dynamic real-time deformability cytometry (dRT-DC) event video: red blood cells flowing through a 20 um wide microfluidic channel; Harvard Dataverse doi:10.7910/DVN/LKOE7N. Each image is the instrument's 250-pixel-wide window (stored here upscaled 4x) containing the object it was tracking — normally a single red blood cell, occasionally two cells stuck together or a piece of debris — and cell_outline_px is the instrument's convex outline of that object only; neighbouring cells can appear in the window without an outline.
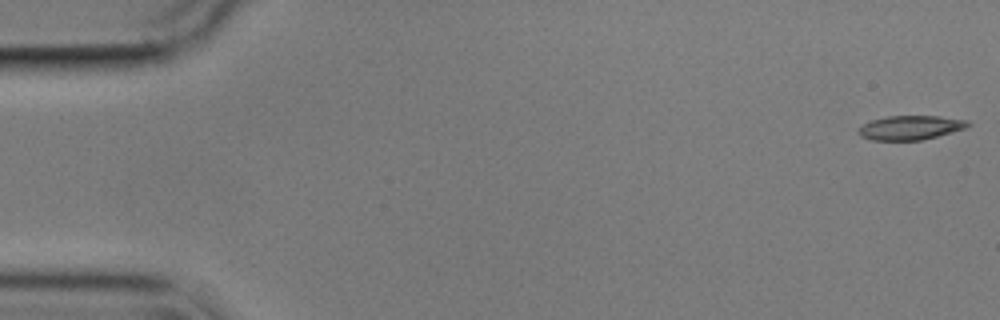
{"species": "common noctule bat (a hibernating species)", "species_latin": "Nyctalus noctula", "temperature_condition": "cold", "stored_images_in_passage": 15, "camera_frame_rate_fps": 3000, "um_per_image_px": 0.085, "animal": {"sex": "male", "body_mass_g": 17.9}, "frame": {"image": 1, "passage_image": 1, "time_ms": 0.0, "image_size_px": [1000, 320], "cell_outline_px": [[972, 124], [964, 128], [952, 132], [920, 140], [872, 140], [860, 136], [856, 132], [864, 124], [872, 120], [888, 116], [940, 116], [968, 120]], "centroid_in_image_um": [77.39, 10.84], "position_along_channel_um": 7.6, "area_um2": 15.32}}
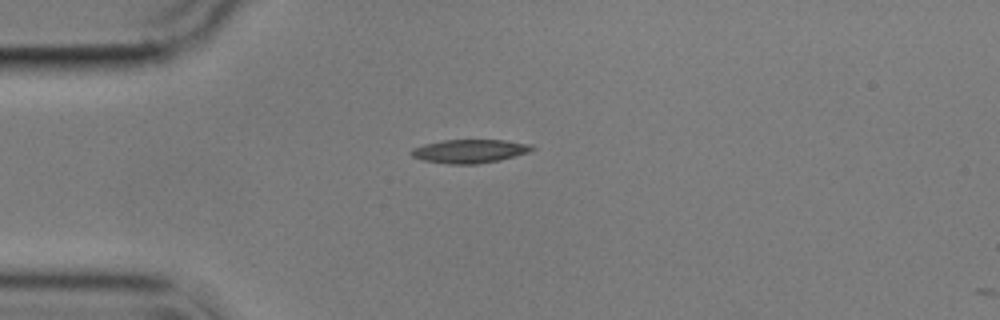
{"frame": {"image": 2, "passage_image": 14, "time_ms": 4.333, "image_size_px": [1000, 320], "cell_outline_px": [[536, 148], [528, 152], [500, 160], [476, 164], [448, 164], [424, 160], [412, 156], [412, 148], [424, 144], [444, 140], [504, 140], [532, 144]], "centroid_in_image_um": [39.95, 12.84], "position_along_channel_um": 45.1, "area_um2": 16.47}}